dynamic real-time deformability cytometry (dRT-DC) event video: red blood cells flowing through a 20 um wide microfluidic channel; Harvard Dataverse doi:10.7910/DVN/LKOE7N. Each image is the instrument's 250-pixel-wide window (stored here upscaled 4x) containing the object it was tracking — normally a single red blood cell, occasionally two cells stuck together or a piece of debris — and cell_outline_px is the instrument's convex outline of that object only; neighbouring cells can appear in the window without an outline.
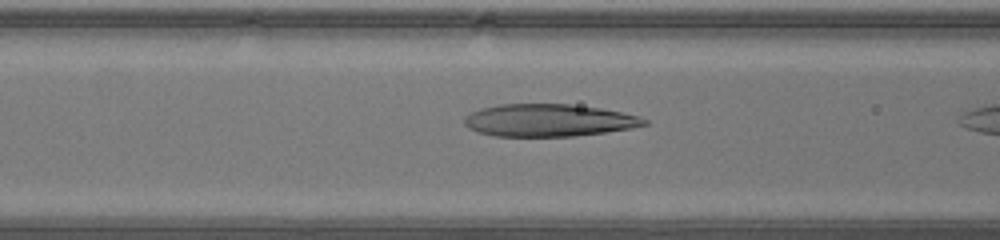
{"species": "human", "species_latin": "Homo sapiens", "temperature_condition": "warm", "stored_images_in_passage": 11, "camera_frame_rate_fps": 3000, "um_per_image_px": 0.085, "donor": {"sex": "male"}, "frame": {"image": 1, "passage_image": 7, "time_ms": 2.0, "image_size_px": [1000, 240], "cell_outline_px": [[648, 124], [632, 128], [604, 132], [572, 136], [492, 136], [480, 132], [464, 124], [464, 116], [480, 108], [500, 104], [568, 104], [600, 108], [620, 112], [636, 116], [648, 120]], "centroid_in_image_um": [46.62, 10.22], "position_along_channel_um": 120.0, "area_um2": 33.7}}
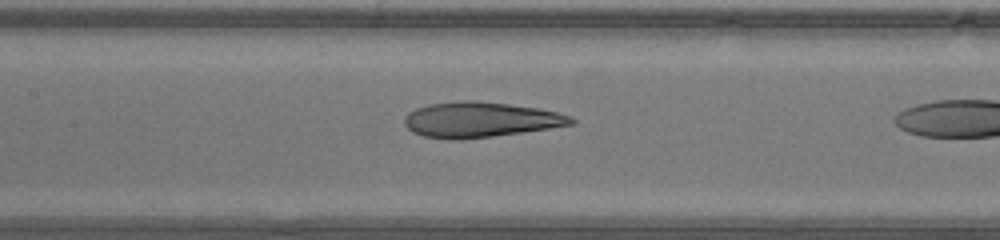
{"frame": {"image": 2, "passage_image": 10, "time_ms": 3.0, "image_size_px": [1000, 240], "cell_outline_px": [[576, 124], [492, 136], [424, 136], [412, 132], [404, 124], [404, 116], [408, 112], [416, 108], [428, 104], [464, 100], [468, 100], [508, 104], [540, 108], [572, 116], [576, 120]], "centroid_in_image_um": [40.87, 10.12], "position_along_channel_um": 166.5, "area_um2": 33.18}}